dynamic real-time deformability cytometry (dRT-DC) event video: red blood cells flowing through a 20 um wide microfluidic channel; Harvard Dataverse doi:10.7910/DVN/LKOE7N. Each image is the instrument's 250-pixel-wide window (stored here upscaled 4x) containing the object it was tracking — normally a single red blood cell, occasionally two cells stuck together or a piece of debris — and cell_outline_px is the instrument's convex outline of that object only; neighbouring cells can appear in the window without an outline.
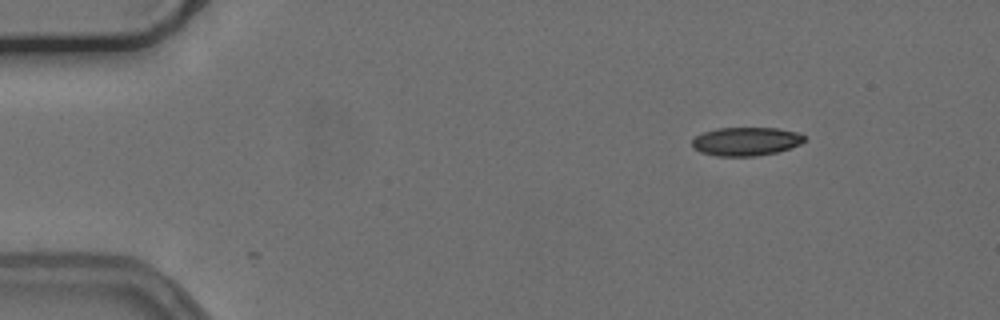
{"species": "common noctule bat (a hibernating species)", "species_latin": "Nyctalus noctula", "temperature_condition": "cold", "stored_images_in_passage": 2, "camera_frame_rate_fps": 3000, "um_per_image_px": 0.085, "animal": {"sex": "female", "body_mass_g": 24.6, "forearm_length_mm": 56.2}, "frame": {"image": 1, "passage_image": 1, "time_ms": 0.0, "image_size_px": [1000, 320], "cell_outline_px": [[808, 136], [800, 144], [776, 152], [756, 156], [716, 156], [700, 152], [692, 148], [692, 140], [696, 136], [704, 132], [716, 128], [776, 128], [800, 132]], "centroid_in_image_um": [63.41, 12.01], "position_along_channel_um": 21.6, "area_um2": 18.79}}